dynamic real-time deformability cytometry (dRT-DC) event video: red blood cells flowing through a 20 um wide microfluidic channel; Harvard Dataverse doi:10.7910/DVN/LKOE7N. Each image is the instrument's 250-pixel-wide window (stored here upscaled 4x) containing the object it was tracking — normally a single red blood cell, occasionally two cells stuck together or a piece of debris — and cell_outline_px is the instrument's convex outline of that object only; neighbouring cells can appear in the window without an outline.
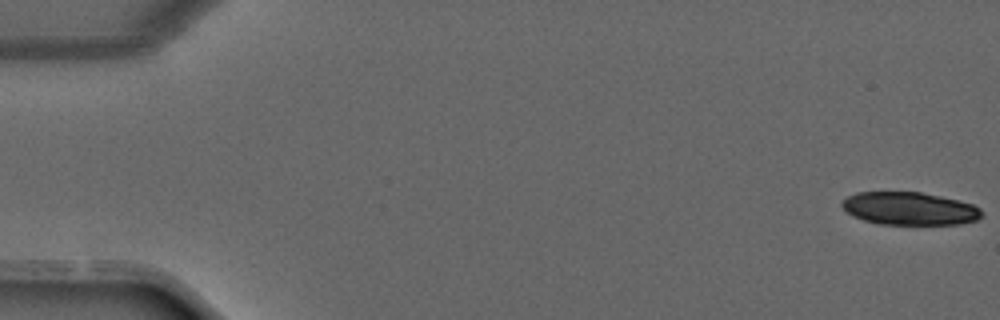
{"species": "common noctule bat (a hibernating species)", "species_latin": "Nyctalus noctula", "temperature_condition": "warm", "stored_images_in_passage": 12, "camera_frame_rate_fps": 3000, "um_per_image_px": 0.085, "animal": {"sex": "male", "forearm_length_mm": 52.5}, "frame": {"image": 1, "passage_image": 1, "time_ms": 0.0, "image_size_px": [1000, 320], "cell_outline_px": [[984, 216], [976, 220], [960, 224], [880, 224], [864, 220], [852, 216], [840, 204], [848, 196], [856, 192], [920, 192], [940, 196], [972, 204], [980, 208], [984, 212]], "centroid_in_image_um": [77.33, 17.73], "position_along_channel_um": 7.7, "area_um2": 26.7}}